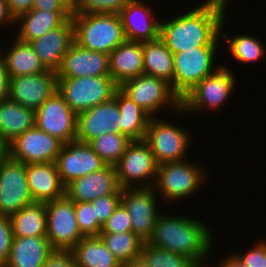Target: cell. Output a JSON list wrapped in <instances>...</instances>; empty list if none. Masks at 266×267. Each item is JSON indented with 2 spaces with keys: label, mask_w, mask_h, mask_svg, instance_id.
Returning a JSON list of instances; mask_svg holds the SVG:
<instances>
[{
  "label": "cell",
  "mask_w": 266,
  "mask_h": 267,
  "mask_svg": "<svg viewBox=\"0 0 266 267\" xmlns=\"http://www.w3.org/2000/svg\"><path fill=\"white\" fill-rule=\"evenodd\" d=\"M228 0H207L180 16L161 20L160 39L174 54L201 46H218Z\"/></svg>",
  "instance_id": "cell-1"
},
{
  "label": "cell",
  "mask_w": 266,
  "mask_h": 267,
  "mask_svg": "<svg viewBox=\"0 0 266 267\" xmlns=\"http://www.w3.org/2000/svg\"><path fill=\"white\" fill-rule=\"evenodd\" d=\"M190 216H169L161 213L148 243L175 254L185 255L199 267H207L214 234L207 223ZM205 265V266H204Z\"/></svg>",
  "instance_id": "cell-2"
},
{
  "label": "cell",
  "mask_w": 266,
  "mask_h": 267,
  "mask_svg": "<svg viewBox=\"0 0 266 267\" xmlns=\"http://www.w3.org/2000/svg\"><path fill=\"white\" fill-rule=\"evenodd\" d=\"M71 18L74 42L85 49L110 54L126 40L119 14L72 13Z\"/></svg>",
  "instance_id": "cell-3"
},
{
  "label": "cell",
  "mask_w": 266,
  "mask_h": 267,
  "mask_svg": "<svg viewBox=\"0 0 266 267\" xmlns=\"http://www.w3.org/2000/svg\"><path fill=\"white\" fill-rule=\"evenodd\" d=\"M189 160L175 161L158 165L154 189L164 202L173 203L186 199L200 190L208 180L206 168ZM200 187V188H199Z\"/></svg>",
  "instance_id": "cell-4"
},
{
  "label": "cell",
  "mask_w": 266,
  "mask_h": 267,
  "mask_svg": "<svg viewBox=\"0 0 266 267\" xmlns=\"http://www.w3.org/2000/svg\"><path fill=\"white\" fill-rule=\"evenodd\" d=\"M235 79L232 70L221 64L213 74L205 77L181 98V109L177 114L218 110L233 94Z\"/></svg>",
  "instance_id": "cell-5"
},
{
  "label": "cell",
  "mask_w": 266,
  "mask_h": 267,
  "mask_svg": "<svg viewBox=\"0 0 266 267\" xmlns=\"http://www.w3.org/2000/svg\"><path fill=\"white\" fill-rule=\"evenodd\" d=\"M118 88L111 76L57 78V91L77 115L111 100Z\"/></svg>",
  "instance_id": "cell-6"
},
{
  "label": "cell",
  "mask_w": 266,
  "mask_h": 267,
  "mask_svg": "<svg viewBox=\"0 0 266 267\" xmlns=\"http://www.w3.org/2000/svg\"><path fill=\"white\" fill-rule=\"evenodd\" d=\"M119 88L151 117H157L158 112L169 107L174 113L181 109V98L164 79L142 74L125 81Z\"/></svg>",
  "instance_id": "cell-7"
},
{
  "label": "cell",
  "mask_w": 266,
  "mask_h": 267,
  "mask_svg": "<svg viewBox=\"0 0 266 267\" xmlns=\"http://www.w3.org/2000/svg\"><path fill=\"white\" fill-rule=\"evenodd\" d=\"M217 49L218 46H201L173 54V91L180 98L221 67L214 65Z\"/></svg>",
  "instance_id": "cell-8"
},
{
  "label": "cell",
  "mask_w": 266,
  "mask_h": 267,
  "mask_svg": "<svg viewBox=\"0 0 266 267\" xmlns=\"http://www.w3.org/2000/svg\"><path fill=\"white\" fill-rule=\"evenodd\" d=\"M114 166L121 189L153 187L155 184L158 164L145 140H133Z\"/></svg>",
  "instance_id": "cell-9"
},
{
  "label": "cell",
  "mask_w": 266,
  "mask_h": 267,
  "mask_svg": "<svg viewBox=\"0 0 266 267\" xmlns=\"http://www.w3.org/2000/svg\"><path fill=\"white\" fill-rule=\"evenodd\" d=\"M46 237L54 250L71 251L84 237L79 231L74 202L66 195L45 203Z\"/></svg>",
  "instance_id": "cell-10"
},
{
  "label": "cell",
  "mask_w": 266,
  "mask_h": 267,
  "mask_svg": "<svg viewBox=\"0 0 266 267\" xmlns=\"http://www.w3.org/2000/svg\"><path fill=\"white\" fill-rule=\"evenodd\" d=\"M144 140L158 165L187 159L184 157L191 143L187 130L156 116L150 118Z\"/></svg>",
  "instance_id": "cell-11"
},
{
  "label": "cell",
  "mask_w": 266,
  "mask_h": 267,
  "mask_svg": "<svg viewBox=\"0 0 266 267\" xmlns=\"http://www.w3.org/2000/svg\"><path fill=\"white\" fill-rule=\"evenodd\" d=\"M156 194L154 187L122 188L121 203L129 213L132 232L143 242L151 238L156 219L161 214Z\"/></svg>",
  "instance_id": "cell-12"
},
{
  "label": "cell",
  "mask_w": 266,
  "mask_h": 267,
  "mask_svg": "<svg viewBox=\"0 0 266 267\" xmlns=\"http://www.w3.org/2000/svg\"><path fill=\"white\" fill-rule=\"evenodd\" d=\"M77 121L78 115L71 110L58 91L35 111V126L63 144L76 140Z\"/></svg>",
  "instance_id": "cell-13"
},
{
  "label": "cell",
  "mask_w": 266,
  "mask_h": 267,
  "mask_svg": "<svg viewBox=\"0 0 266 267\" xmlns=\"http://www.w3.org/2000/svg\"><path fill=\"white\" fill-rule=\"evenodd\" d=\"M32 203L26 164L6 158L0 163V215L10 216Z\"/></svg>",
  "instance_id": "cell-14"
},
{
  "label": "cell",
  "mask_w": 266,
  "mask_h": 267,
  "mask_svg": "<svg viewBox=\"0 0 266 267\" xmlns=\"http://www.w3.org/2000/svg\"><path fill=\"white\" fill-rule=\"evenodd\" d=\"M63 143L36 126L9 143V157L24 164L55 163Z\"/></svg>",
  "instance_id": "cell-15"
},
{
  "label": "cell",
  "mask_w": 266,
  "mask_h": 267,
  "mask_svg": "<svg viewBox=\"0 0 266 267\" xmlns=\"http://www.w3.org/2000/svg\"><path fill=\"white\" fill-rule=\"evenodd\" d=\"M55 163L64 186L106 165L88 143L78 140L63 144Z\"/></svg>",
  "instance_id": "cell-16"
},
{
  "label": "cell",
  "mask_w": 266,
  "mask_h": 267,
  "mask_svg": "<svg viewBox=\"0 0 266 267\" xmlns=\"http://www.w3.org/2000/svg\"><path fill=\"white\" fill-rule=\"evenodd\" d=\"M55 91H57V72L53 70L10 77L9 99L33 111H36Z\"/></svg>",
  "instance_id": "cell-17"
},
{
  "label": "cell",
  "mask_w": 266,
  "mask_h": 267,
  "mask_svg": "<svg viewBox=\"0 0 266 267\" xmlns=\"http://www.w3.org/2000/svg\"><path fill=\"white\" fill-rule=\"evenodd\" d=\"M120 122L117 101L112 98L78 114L76 140L88 143L102 134H121Z\"/></svg>",
  "instance_id": "cell-18"
},
{
  "label": "cell",
  "mask_w": 266,
  "mask_h": 267,
  "mask_svg": "<svg viewBox=\"0 0 266 267\" xmlns=\"http://www.w3.org/2000/svg\"><path fill=\"white\" fill-rule=\"evenodd\" d=\"M112 194H122L114 165L106 164L102 169L74 179L65 186V195L73 202H92Z\"/></svg>",
  "instance_id": "cell-19"
},
{
  "label": "cell",
  "mask_w": 266,
  "mask_h": 267,
  "mask_svg": "<svg viewBox=\"0 0 266 267\" xmlns=\"http://www.w3.org/2000/svg\"><path fill=\"white\" fill-rule=\"evenodd\" d=\"M151 7L142 0H130L119 13L126 40L148 42L160 38L161 18H156Z\"/></svg>",
  "instance_id": "cell-20"
},
{
  "label": "cell",
  "mask_w": 266,
  "mask_h": 267,
  "mask_svg": "<svg viewBox=\"0 0 266 267\" xmlns=\"http://www.w3.org/2000/svg\"><path fill=\"white\" fill-rule=\"evenodd\" d=\"M87 76H110L109 54L88 50L73 42L57 70V78Z\"/></svg>",
  "instance_id": "cell-21"
},
{
  "label": "cell",
  "mask_w": 266,
  "mask_h": 267,
  "mask_svg": "<svg viewBox=\"0 0 266 267\" xmlns=\"http://www.w3.org/2000/svg\"><path fill=\"white\" fill-rule=\"evenodd\" d=\"M74 42V26L72 18L67 19L61 26L48 31L29 44L39 56L44 66L56 71L61 67L63 57Z\"/></svg>",
  "instance_id": "cell-22"
},
{
  "label": "cell",
  "mask_w": 266,
  "mask_h": 267,
  "mask_svg": "<svg viewBox=\"0 0 266 267\" xmlns=\"http://www.w3.org/2000/svg\"><path fill=\"white\" fill-rule=\"evenodd\" d=\"M26 176L34 202L46 203L65 195L56 163L26 164Z\"/></svg>",
  "instance_id": "cell-23"
},
{
  "label": "cell",
  "mask_w": 266,
  "mask_h": 267,
  "mask_svg": "<svg viewBox=\"0 0 266 267\" xmlns=\"http://www.w3.org/2000/svg\"><path fill=\"white\" fill-rule=\"evenodd\" d=\"M143 42L125 40L109 54L110 76L120 86L143 74Z\"/></svg>",
  "instance_id": "cell-24"
},
{
  "label": "cell",
  "mask_w": 266,
  "mask_h": 267,
  "mask_svg": "<svg viewBox=\"0 0 266 267\" xmlns=\"http://www.w3.org/2000/svg\"><path fill=\"white\" fill-rule=\"evenodd\" d=\"M54 251L46 236L13 237L4 267H42Z\"/></svg>",
  "instance_id": "cell-25"
},
{
  "label": "cell",
  "mask_w": 266,
  "mask_h": 267,
  "mask_svg": "<svg viewBox=\"0 0 266 267\" xmlns=\"http://www.w3.org/2000/svg\"><path fill=\"white\" fill-rule=\"evenodd\" d=\"M72 12H50L31 9L27 14L19 17L15 23L19 24L15 38L29 43L44 36L48 31L61 26L71 17Z\"/></svg>",
  "instance_id": "cell-26"
},
{
  "label": "cell",
  "mask_w": 266,
  "mask_h": 267,
  "mask_svg": "<svg viewBox=\"0 0 266 267\" xmlns=\"http://www.w3.org/2000/svg\"><path fill=\"white\" fill-rule=\"evenodd\" d=\"M121 116V134L132 141L144 140L151 116L118 88L113 97Z\"/></svg>",
  "instance_id": "cell-27"
},
{
  "label": "cell",
  "mask_w": 266,
  "mask_h": 267,
  "mask_svg": "<svg viewBox=\"0 0 266 267\" xmlns=\"http://www.w3.org/2000/svg\"><path fill=\"white\" fill-rule=\"evenodd\" d=\"M0 57L5 62L10 77L43 73L48 70L31 45L17 38L7 52L0 53Z\"/></svg>",
  "instance_id": "cell-28"
},
{
  "label": "cell",
  "mask_w": 266,
  "mask_h": 267,
  "mask_svg": "<svg viewBox=\"0 0 266 267\" xmlns=\"http://www.w3.org/2000/svg\"><path fill=\"white\" fill-rule=\"evenodd\" d=\"M35 126V111L10 99L0 102V134L10 143Z\"/></svg>",
  "instance_id": "cell-29"
},
{
  "label": "cell",
  "mask_w": 266,
  "mask_h": 267,
  "mask_svg": "<svg viewBox=\"0 0 266 267\" xmlns=\"http://www.w3.org/2000/svg\"><path fill=\"white\" fill-rule=\"evenodd\" d=\"M143 74L164 79L173 89V53L159 38L143 42Z\"/></svg>",
  "instance_id": "cell-30"
},
{
  "label": "cell",
  "mask_w": 266,
  "mask_h": 267,
  "mask_svg": "<svg viewBox=\"0 0 266 267\" xmlns=\"http://www.w3.org/2000/svg\"><path fill=\"white\" fill-rule=\"evenodd\" d=\"M71 251L78 267H122L99 236L83 237Z\"/></svg>",
  "instance_id": "cell-31"
},
{
  "label": "cell",
  "mask_w": 266,
  "mask_h": 267,
  "mask_svg": "<svg viewBox=\"0 0 266 267\" xmlns=\"http://www.w3.org/2000/svg\"><path fill=\"white\" fill-rule=\"evenodd\" d=\"M9 217L13 237L46 236L45 203L34 202Z\"/></svg>",
  "instance_id": "cell-32"
},
{
  "label": "cell",
  "mask_w": 266,
  "mask_h": 267,
  "mask_svg": "<svg viewBox=\"0 0 266 267\" xmlns=\"http://www.w3.org/2000/svg\"><path fill=\"white\" fill-rule=\"evenodd\" d=\"M225 18L221 25V38L227 42L230 55L238 62L255 63L264 57V44L260 39L255 38L249 34H242L229 38L223 29ZM223 30V31H222Z\"/></svg>",
  "instance_id": "cell-33"
},
{
  "label": "cell",
  "mask_w": 266,
  "mask_h": 267,
  "mask_svg": "<svg viewBox=\"0 0 266 267\" xmlns=\"http://www.w3.org/2000/svg\"><path fill=\"white\" fill-rule=\"evenodd\" d=\"M99 237L122 266L140 258L143 241L133 232L99 233Z\"/></svg>",
  "instance_id": "cell-34"
},
{
  "label": "cell",
  "mask_w": 266,
  "mask_h": 267,
  "mask_svg": "<svg viewBox=\"0 0 266 267\" xmlns=\"http://www.w3.org/2000/svg\"><path fill=\"white\" fill-rule=\"evenodd\" d=\"M132 140L124 134L106 133L89 141L91 149L107 164L115 165Z\"/></svg>",
  "instance_id": "cell-35"
},
{
  "label": "cell",
  "mask_w": 266,
  "mask_h": 267,
  "mask_svg": "<svg viewBox=\"0 0 266 267\" xmlns=\"http://www.w3.org/2000/svg\"><path fill=\"white\" fill-rule=\"evenodd\" d=\"M140 257L150 267H199L185 255L172 253L148 242H143Z\"/></svg>",
  "instance_id": "cell-36"
},
{
  "label": "cell",
  "mask_w": 266,
  "mask_h": 267,
  "mask_svg": "<svg viewBox=\"0 0 266 267\" xmlns=\"http://www.w3.org/2000/svg\"><path fill=\"white\" fill-rule=\"evenodd\" d=\"M130 0H72V13L119 14Z\"/></svg>",
  "instance_id": "cell-37"
},
{
  "label": "cell",
  "mask_w": 266,
  "mask_h": 267,
  "mask_svg": "<svg viewBox=\"0 0 266 267\" xmlns=\"http://www.w3.org/2000/svg\"><path fill=\"white\" fill-rule=\"evenodd\" d=\"M79 231L84 237L98 236V218L91 202H74Z\"/></svg>",
  "instance_id": "cell-38"
},
{
  "label": "cell",
  "mask_w": 266,
  "mask_h": 267,
  "mask_svg": "<svg viewBox=\"0 0 266 267\" xmlns=\"http://www.w3.org/2000/svg\"><path fill=\"white\" fill-rule=\"evenodd\" d=\"M121 197L122 194H112L96 198L91 202L93 207H95V218H98V236L103 224L121 203Z\"/></svg>",
  "instance_id": "cell-39"
},
{
  "label": "cell",
  "mask_w": 266,
  "mask_h": 267,
  "mask_svg": "<svg viewBox=\"0 0 266 267\" xmlns=\"http://www.w3.org/2000/svg\"><path fill=\"white\" fill-rule=\"evenodd\" d=\"M132 232L129 213L120 203L109 219L103 224L100 233H126Z\"/></svg>",
  "instance_id": "cell-40"
},
{
  "label": "cell",
  "mask_w": 266,
  "mask_h": 267,
  "mask_svg": "<svg viewBox=\"0 0 266 267\" xmlns=\"http://www.w3.org/2000/svg\"><path fill=\"white\" fill-rule=\"evenodd\" d=\"M13 231L10 217L0 215V267H4L10 255Z\"/></svg>",
  "instance_id": "cell-41"
},
{
  "label": "cell",
  "mask_w": 266,
  "mask_h": 267,
  "mask_svg": "<svg viewBox=\"0 0 266 267\" xmlns=\"http://www.w3.org/2000/svg\"><path fill=\"white\" fill-rule=\"evenodd\" d=\"M247 267H266V240L243 253H234Z\"/></svg>",
  "instance_id": "cell-42"
},
{
  "label": "cell",
  "mask_w": 266,
  "mask_h": 267,
  "mask_svg": "<svg viewBox=\"0 0 266 267\" xmlns=\"http://www.w3.org/2000/svg\"><path fill=\"white\" fill-rule=\"evenodd\" d=\"M42 267H78L72 251L55 250Z\"/></svg>",
  "instance_id": "cell-43"
},
{
  "label": "cell",
  "mask_w": 266,
  "mask_h": 267,
  "mask_svg": "<svg viewBox=\"0 0 266 267\" xmlns=\"http://www.w3.org/2000/svg\"><path fill=\"white\" fill-rule=\"evenodd\" d=\"M32 9L50 12H72V0H34Z\"/></svg>",
  "instance_id": "cell-44"
},
{
  "label": "cell",
  "mask_w": 266,
  "mask_h": 267,
  "mask_svg": "<svg viewBox=\"0 0 266 267\" xmlns=\"http://www.w3.org/2000/svg\"><path fill=\"white\" fill-rule=\"evenodd\" d=\"M33 2L34 0H7L8 9L14 20L27 14L33 8Z\"/></svg>",
  "instance_id": "cell-45"
},
{
  "label": "cell",
  "mask_w": 266,
  "mask_h": 267,
  "mask_svg": "<svg viewBox=\"0 0 266 267\" xmlns=\"http://www.w3.org/2000/svg\"><path fill=\"white\" fill-rule=\"evenodd\" d=\"M10 76L6 69L5 62L0 57V102L9 99Z\"/></svg>",
  "instance_id": "cell-46"
},
{
  "label": "cell",
  "mask_w": 266,
  "mask_h": 267,
  "mask_svg": "<svg viewBox=\"0 0 266 267\" xmlns=\"http://www.w3.org/2000/svg\"><path fill=\"white\" fill-rule=\"evenodd\" d=\"M4 24L5 26L6 24L10 26L15 25V20L10 14L7 0H0V28Z\"/></svg>",
  "instance_id": "cell-47"
},
{
  "label": "cell",
  "mask_w": 266,
  "mask_h": 267,
  "mask_svg": "<svg viewBox=\"0 0 266 267\" xmlns=\"http://www.w3.org/2000/svg\"><path fill=\"white\" fill-rule=\"evenodd\" d=\"M217 266L208 265V267H247L235 254H230L228 256H224Z\"/></svg>",
  "instance_id": "cell-48"
},
{
  "label": "cell",
  "mask_w": 266,
  "mask_h": 267,
  "mask_svg": "<svg viewBox=\"0 0 266 267\" xmlns=\"http://www.w3.org/2000/svg\"><path fill=\"white\" fill-rule=\"evenodd\" d=\"M9 157V143L0 134V163Z\"/></svg>",
  "instance_id": "cell-49"
},
{
  "label": "cell",
  "mask_w": 266,
  "mask_h": 267,
  "mask_svg": "<svg viewBox=\"0 0 266 267\" xmlns=\"http://www.w3.org/2000/svg\"><path fill=\"white\" fill-rule=\"evenodd\" d=\"M122 267H150V266L140 257L127 264H124Z\"/></svg>",
  "instance_id": "cell-50"
}]
</instances>
